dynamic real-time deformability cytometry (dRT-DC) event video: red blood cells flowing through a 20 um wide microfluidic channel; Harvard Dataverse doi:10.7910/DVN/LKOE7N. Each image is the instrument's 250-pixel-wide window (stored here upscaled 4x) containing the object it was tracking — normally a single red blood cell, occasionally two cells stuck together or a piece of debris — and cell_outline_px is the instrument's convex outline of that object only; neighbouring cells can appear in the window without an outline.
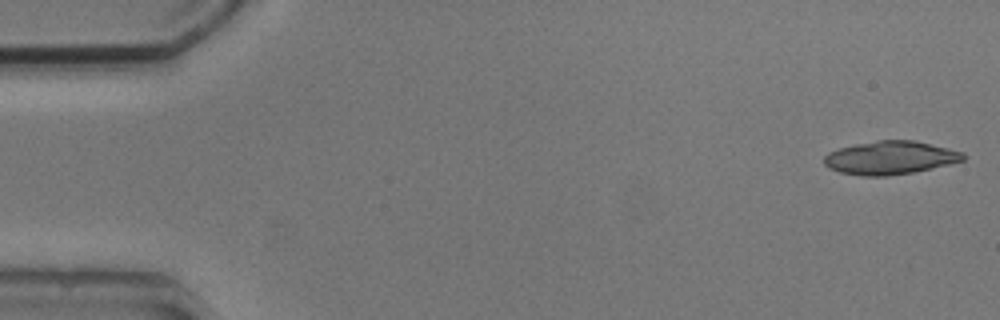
{"species": "common noctule bat (a hibernating species)", "species_latin": "Nyctalus noctula", "temperature_condition": "cold", "stored_images_in_passage": 6, "camera_frame_rate_fps": 3000, "um_per_image_px": 0.085, "animal": {"sex": "male", "body_mass_g": 20.5, "forearm_length_mm": 52.5}, "frame": {"image": 1, "passage_image": 1, "time_ms": 0.0, "image_size_px": [1000, 320], "cell_outline_px": [[968, 156], [964, 160], [932, 168], [912, 172], [888, 176], [860, 176], [840, 172], [828, 168], [824, 164], [824, 156], [828, 152], [840, 148], [856, 144], [876, 140], [916, 140], [964, 152]], "centroid_in_image_um": [75.67, 13.4], "position_along_channel_um": 9.3, "area_um2": 27.11}}